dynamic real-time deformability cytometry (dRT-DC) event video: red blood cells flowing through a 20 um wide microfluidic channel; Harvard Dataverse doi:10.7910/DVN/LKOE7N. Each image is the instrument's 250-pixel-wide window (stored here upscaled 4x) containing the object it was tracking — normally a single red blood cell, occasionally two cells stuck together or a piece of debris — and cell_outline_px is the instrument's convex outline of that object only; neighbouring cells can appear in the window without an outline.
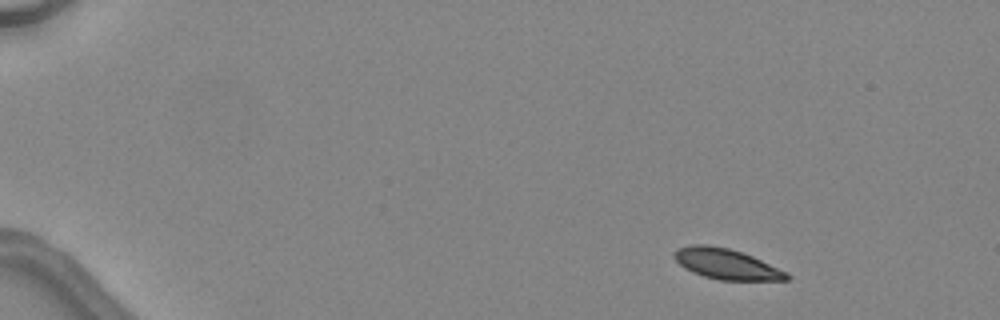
{"species": "common noctule bat (a hibernating species)", "species_latin": "Nyctalus noctula", "temperature_condition": "warm", "stored_images_in_passage": 4, "camera_frame_rate_fps": 3000, "um_per_image_px": 0.085, "animal": {"sex": "female", "body_mass_g": 24.6, "forearm_length_mm": 56.2}, "frame": {"image": 1, "passage_image": 1, "time_ms": 0.0, "image_size_px": [1000, 320], "cell_outline_px": [[792, 276], [788, 280], [720, 280], [704, 276], [692, 272], [684, 268], [672, 256], [680, 248], [692, 244], [704, 244], [728, 248], [752, 256], [788, 272]], "centroid_in_image_um": [61.77, 22.45], "position_along_channel_um": 23.2, "area_um2": 19.83}}